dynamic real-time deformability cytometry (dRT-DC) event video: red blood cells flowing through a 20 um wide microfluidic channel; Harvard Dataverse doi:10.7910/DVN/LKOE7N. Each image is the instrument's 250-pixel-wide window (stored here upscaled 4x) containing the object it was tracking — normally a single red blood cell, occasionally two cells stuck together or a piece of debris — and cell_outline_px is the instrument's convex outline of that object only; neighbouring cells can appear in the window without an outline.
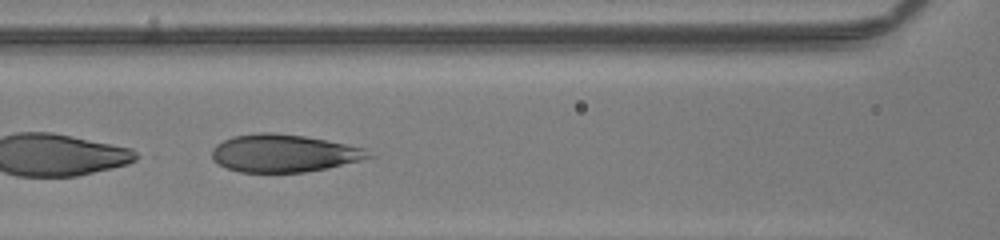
{"species": "human", "species_latin": "Homo sapiens", "temperature_condition": "room temperature", "stored_images_in_passage": 29, "camera_frame_rate_fps": 3000, "um_per_image_px": 0.085, "donor": {"sex": "male"}, "frame": {"image": 1, "passage_image": 9, "time_ms": 2.667, "image_size_px": [1000, 240], "cell_outline_px": [[372, 156], [360, 160], [324, 168], [304, 172], [240, 172], [228, 168], [212, 160], [212, 148], [216, 144], [232, 136], [256, 132], [272, 132], [304, 136], [368, 148]], "centroid_in_image_um": [24.09, 13.01], "position_along_channel_um": 142.5, "area_um2": 34.22}, "authors_computed_cell_mechanics": {"area_um2": 35.3736, "velocity_mm_per_s": 4.0871, "shape_relaxation_time_tau1_ms": 3.6252, "shape_relaxation_time_tau2_ms": null, "deformation_change_tau1": 0.1845, "deformation_change_tau2": null}}